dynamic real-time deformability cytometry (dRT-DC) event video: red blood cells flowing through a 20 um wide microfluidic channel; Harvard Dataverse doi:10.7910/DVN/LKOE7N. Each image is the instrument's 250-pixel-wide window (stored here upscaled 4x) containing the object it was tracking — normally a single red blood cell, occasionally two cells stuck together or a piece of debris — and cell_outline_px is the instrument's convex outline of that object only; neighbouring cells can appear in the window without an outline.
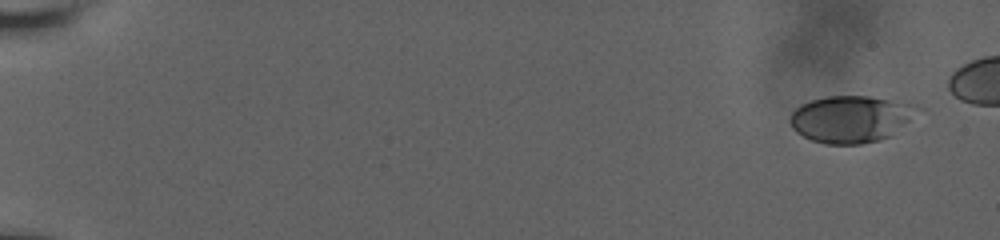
{"species": "human", "species_latin": "Homo sapiens", "temperature_condition": "room temperature", "stored_images_in_passage": 33, "camera_frame_rate_fps": 3000, "um_per_image_px": 0.085, "donor": {"sex": "male"}, "frame": {"image": 1, "passage_image": 1, "time_ms": 0.0, "image_size_px": [1000, 240], "cell_outline_px": [[916, 108], [908, 120], [892, 136], [880, 140], [860, 144], [824, 144], [812, 140], [796, 132], [792, 128], [788, 120], [792, 112], [800, 104], [812, 100], [828, 96], [868, 96], [916, 104]], "centroid_in_image_um": [72.25, 10.12], "position_along_channel_um": 12.7, "area_um2": 34.51}}
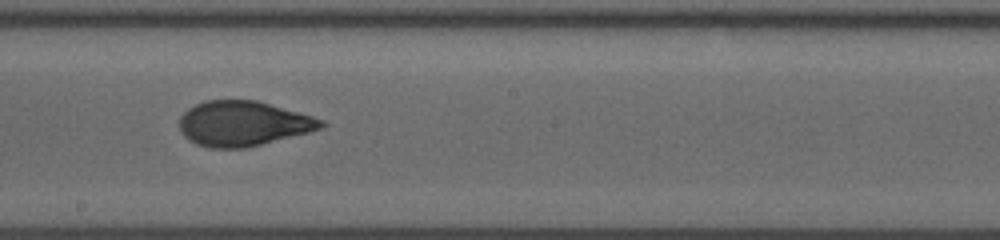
{"frame": {"image": 2, "passage_image": 21, "time_ms": 10.667, "image_size_px": [1000, 240], "cell_outline_px": [[328, 124], [320, 128], [308, 132], [244, 148], [208, 148], [196, 144], [188, 140], [180, 132], [180, 116], [188, 108], [204, 100], [256, 100], [312, 116], [324, 120]], "centroid_in_image_um": [20.62, 10.5], "position_along_channel_um": 227.6, "area_um2": 36.99}}
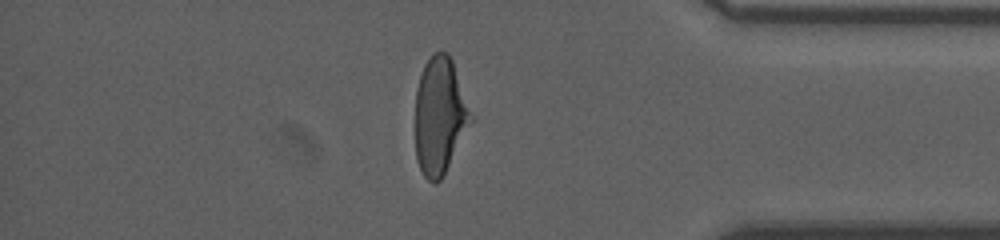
{"frame": {"image": 3, "passage_image": 29, "time_ms": 15.667, "image_size_px": [1000, 240], "cell_outline_px": [[472, 120], [440, 180], [436, 184], [432, 184], [424, 176], [416, 160], [416, 88], [424, 64], [432, 52], [448, 52], [452, 60], [472, 116]], "centroid_in_image_um": [37.35, 9.83], "position_along_channel_um": 397.9, "area_um2": 37.28}, "authors_computed_cell_mechanics": {"area_um2": 36.8186, "velocity_mm_per_s": 3.8136, "shape_relaxation_time_tau1_ms": 4.1461, "shape_relaxation_time_tau2_ms": 1.1451, "deformation_change_tau1": 0.1579, "deformation_change_tau2": 0.0727}}